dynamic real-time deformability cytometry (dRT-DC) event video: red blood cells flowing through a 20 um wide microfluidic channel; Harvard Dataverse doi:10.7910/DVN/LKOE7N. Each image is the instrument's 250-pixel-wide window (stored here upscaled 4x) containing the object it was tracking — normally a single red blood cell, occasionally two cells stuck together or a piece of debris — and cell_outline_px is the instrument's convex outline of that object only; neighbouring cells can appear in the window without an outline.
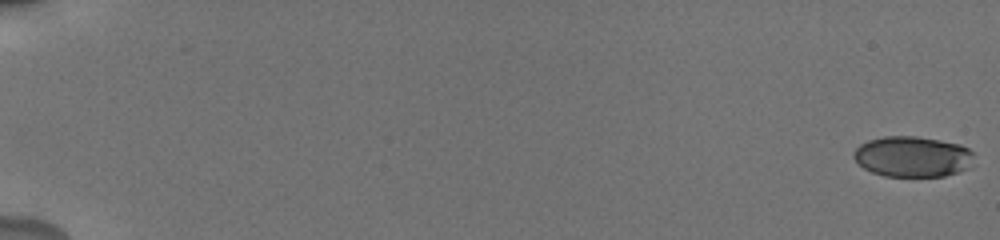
{"species": "human", "species_latin": "Homo sapiens", "temperature_condition": "cold", "stored_images_in_passage": 23, "camera_frame_rate_fps": 3000, "um_per_image_px": 0.085, "donor": {"sex": "male"}, "frame": {"image": 1, "passage_image": 1, "time_ms": 0.0, "image_size_px": [1000, 240], "cell_outline_px": [[976, 164], [968, 168], [944, 176], [884, 176], [872, 172], [864, 168], [852, 156], [852, 152], [860, 144], [868, 140], [884, 136], [916, 136], [940, 140], [960, 144], [968, 148], [972, 152]], "centroid_in_image_um": [77.59, 13.31], "position_along_channel_um": 7.4, "area_um2": 28.73}}
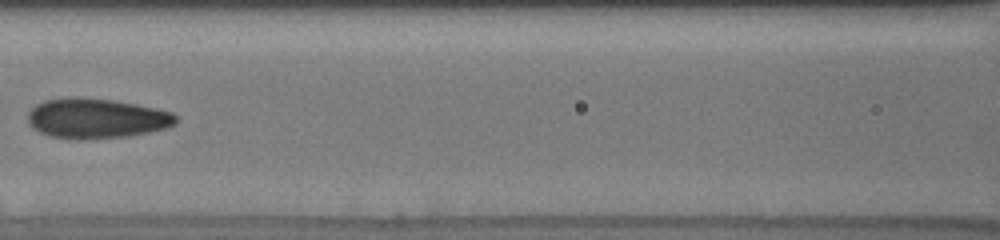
{"frame": {"image": 2, "passage_image": 17, "time_ms": 9.333, "image_size_px": [1000, 240], "cell_outline_px": [[176, 124], [168, 128], [128, 136], [88, 140], [76, 140], [48, 136], [32, 128], [28, 124], [28, 112], [36, 104], [44, 100], [64, 96], [76, 96], [112, 100], [136, 104], [156, 108], [172, 112], [176, 116]], "centroid_in_image_um": [8.15, 10.06], "position_along_channel_um": 158.4, "area_um2": 35.14}}
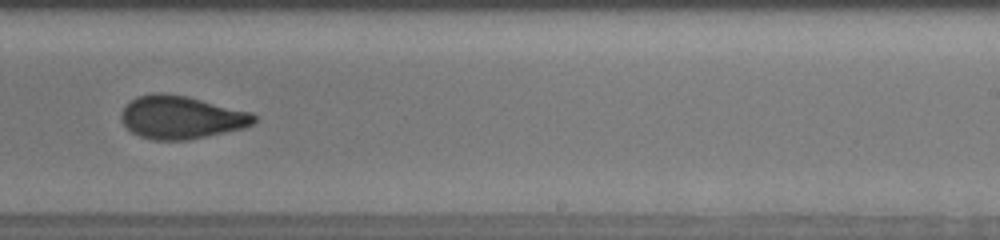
{"frame": {"image": 3, "passage_image": 21, "time_ms": 12.333, "image_size_px": [1000, 240], "cell_outline_px": [[256, 120], [252, 124], [244, 128], [188, 140], [152, 140], [140, 136], [132, 132], [124, 124], [120, 116], [128, 100], [136, 96], [152, 92], [164, 92], [188, 96], [252, 112], [256, 116]], "centroid_in_image_um": [15.39, 9.95], "position_along_channel_um": 273.6, "area_um2": 33.58}}